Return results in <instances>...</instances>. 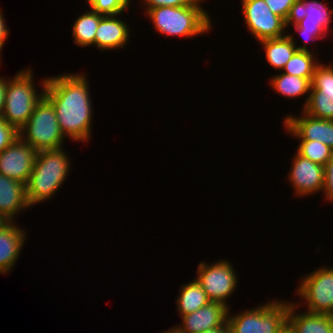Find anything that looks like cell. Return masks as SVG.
I'll use <instances>...</instances> for the list:
<instances>
[{"instance_id": "obj_1", "label": "cell", "mask_w": 333, "mask_h": 333, "mask_svg": "<svg viewBox=\"0 0 333 333\" xmlns=\"http://www.w3.org/2000/svg\"><path fill=\"white\" fill-rule=\"evenodd\" d=\"M83 74H63L45 78L44 95L52 102L64 136L88 141L92 123L89 85Z\"/></svg>"}, {"instance_id": "obj_2", "label": "cell", "mask_w": 333, "mask_h": 333, "mask_svg": "<svg viewBox=\"0 0 333 333\" xmlns=\"http://www.w3.org/2000/svg\"><path fill=\"white\" fill-rule=\"evenodd\" d=\"M69 169L70 160L62 148L38 151L33 170L26 183L30 207L55 195L64 183Z\"/></svg>"}, {"instance_id": "obj_3", "label": "cell", "mask_w": 333, "mask_h": 333, "mask_svg": "<svg viewBox=\"0 0 333 333\" xmlns=\"http://www.w3.org/2000/svg\"><path fill=\"white\" fill-rule=\"evenodd\" d=\"M199 2L201 0L192 6L146 8V13L158 33L192 37L204 34L212 27L209 14L202 9Z\"/></svg>"}, {"instance_id": "obj_4", "label": "cell", "mask_w": 333, "mask_h": 333, "mask_svg": "<svg viewBox=\"0 0 333 333\" xmlns=\"http://www.w3.org/2000/svg\"><path fill=\"white\" fill-rule=\"evenodd\" d=\"M19 137L36 152L62 148L65 136L58 124L54 106L45 95L37 102L29 120L19 130Z\"/></svg>"}, {"instance_id": "obj_5", "label": "cell", "mask_w": 333, "mask_h": 333, "mask_svg": "<svg viewBox=\"0 0 333 333\" xmlns=\"http://www.w3.org/2000/svg\"><path fill=\"white\" fill-rule=\"evenodd\" d=\"M32 75L29 68L18 72L7 82L2 117L18 131L29 120L37 102L44 96V89L41 94L36 91Z\"/></svg>"}, {"instance_id": "obj_6", "label": "cell", "mask_w": 333, "mask_h": 333, "mask_svg": "<svg viewBox=\"0 0 333 333\" xmlns=\"http://www.w3.org/2000/svg\"><path fill=\"white\" fill-rule=\"evenodd\" d=\"M288 310L289 303L273 300L235 316L228 311L230 333H277L287 322Z\"/></svg>"}, {"instance_id": "obj_7", "label": "cell", "mask_w": 333, "mask_h": 333, "mask_svg": "<svg viewBox=\"0 0 333 333\" xmlns=\"http://www.w3.org/2000/svg\"><path fill=\"white\" fill-rule=\"evenodd\" d=\"M317 0H296L291 6L289 15L285 20V25L295 26V29L303 36V46H298V50L309 51L307 41L312 39H322L328 33V24L331 22L333 9ZM326 34V35H325Z\"/></svg>"}, {"instance_id": "obj_8", "label": "cell", "mask_w": 333, "mask_h": 333, "mask_svg": "<svg viewBox=\"0 0 333 333\" xmlns=\"http://www.w3.org/2000/svg\"><path fill=\"white\" fill-rule=\"evenodd\" d=\"M197 273L196 280L202 286L208 299L228 307L229 305L225 303L226 299L234 292L238 279L229 261L222 260L211 265L201 262Z\"/></svg>"}, {"instance_id": "obj_9", "label": "cell", "mask_w": 333, "mask_h": 333, "mask_svg": "<svg viewBox=\"0 0 333 333\" xmlns=\"http://www.w3.org/2000/svg\"><path fill=\"white\" fill-rule=\"evenodd\" d=\"M297 294L306 300L308 313L333 315V268L321 267L306 276Z\"/></svg>"}, {"instance_id": "obj_10", "label": "cell", "mask_w": 333, "mask_h": 333, "mask_svg": "<svg viewBox=\"0 0 333 333\" xmlns=\"http://www.w3.org/2000/svg\"><path fill=\"white\" fill-rule=\"evenodd\" d=\"M242 9L249 32L259 42L279 38L286 33L285 20L274 14L265 0H242Z\"/></svg>"}, {"instance_id": "obj_11", "label": "cell", "mask_w": 333, "mask_h": 333, "mask_svg": "<svg viewBox=\"0 0 333 333\" xmlns=\"http://www.w3.org/2000/svg\"><path fill=\"white\" fill-rule=\"evenodd\" d=\"M37 152L18 137L0 152V174L26 184L34 167Z\"/></svg>"}, {"instance_id": "obj_12", "label": "cell", "mask_w": 333, "mask_h": 333, "mask_svg": "<svg viewBox=\"0 0 333 333\" xmlns=\"http://www.w3.org/2000/svg\"><path fill=\"white\" fill-rule=\"evenodd\" d=\"M289 172V181L295 188L297 196L317 193L324 189V166L296 153L292 168Z\"/></svg>"}, {"instance_id": "obj_13", "label": "cell", "mask_w": 333, "mask_h": 333, "mask_svg": "<svg viewBox=\"0 0 333 333\" xmlns=\"http://www.w3.org/2000/svg\"><path fill=\"white\" fill-rule=\"evenodd\" d=\"M286 130L299 140H316L333 150V121L314 118L303 112L301 118L287 116L284 119Z\"/></svg>"}, {"instance_id": "obj_14", "label": "cell", "mask_w": 333, "mask_h": 333, "mask_svg": "<svg viewBox=\"0 0 333 333\" xmlns=\"http://www.w3.org/2000/svg\"><path fill=\"white\" fill-rule=\"evenodd\" d=\"M228 308L219 302H209L204 307L182 317V324L173 327L178 333H201L222 326L227 321Z\"/></svg>"}, {"instance_id": "obj_15", "label": "cell", "mask_w": 333, "mask_h": 333, "mask_svg": "<svg viewBox=\"0 0 333 333\" xmlns=\"http://www.w3.org/2000/svg\"><path fill=\"white\" fill-rule=\"evenodd\" d=\"M26 207H30L26 184L0 174V221H12Z\"/></svg>"}, {"instance_id": "obj_16", "label": "cell", "mask_w": 333, "mask_h": 333, "mask_svg": "<svg viewBox=\"0 0 333 333\" xmlns=\"http://www.w3.org/2000/svg\"><path fill=\"white\" fill-rule=\"evenodd\" d=\"M13 221H0V273L13 269L17 262L25 239L24 230Z\"/></svg>"}, {"instance_id": "obj_17", "label": "cell", "mask_w": 333, "mask_h": 333, "mask_svg": "<svg viewBox=\"0 0 333 333\" xmlns=\"http://www.w3.org/2000/svg\"><path fill=\"white\" fill-rule=\"evenodd\" d=\"M117 15H105L101 18L94 38L95 47L103 52L107 49L123 48L129 38L128 24L119 20Z\"/></svg>"}, {"instance_id": "obj_18", "label": "cell", "mask_w": 333, "mask_h": 333, "mask_svg": "<svg viewBox=\"0 0 333 333\" xmlns=\"http://www.w3.org/2000/svg\"><path fill=\"white\" fill-rule=\"evenodd\" d=\"M300 305L289 303L287 322L295 330V333H333V315L308 313L296 314Z\"/></svg>"}, {"instance_id": "obj_19", "label": "cell", "mask_w": 333, "mask_h": 333, "mask_svg": "<svg viewBox=\"0 0 333 333\" xmlns=\"http://www.w3.org/2000/svg\"><path fill=\"white\" fill-rule=\"evenodd\" d=\"M265 48L267 62L276 69H283L285 64L298 50L293 36L284 35L279 38L260 41Z\"/></svg>"}, {"instance_id": "obj_20", "label": "cell", "mask_w": 333, "mask_h": 333, "mask_svg": "<svg viewBox=\"0 0 333 333\" xmlns=\"http://www.w3.org/2000/svg\"><path fill=\"white\" fill-rule=\"evenodd\" d=\"M178 295L177 307L181 316L195 312L211 302L196 278L182 286Z\"/></svg>"}, {"instance_id": "obj_21", "label": "cell", "mask_w": 333, "mask_h": 333, "mask_svg": "<svg viewBox=\"0 0 333 333\" xmlns=\"http://www.w3.org/2000/svg\"><path fill=\"white\" fill-rule=\"evenodd\" d=\"M103 16L92 10L80 15L73 25L74 42L82 47L94 45L96 30Z\"/></svg>"}, {"instance_id": "obj_22", "label": "cell", "mask_w": 333, "mask_h": 333, "mask_svg": "<svg viewBox=\"0 0 333 333\" xmlns=\"http://www.w3.org/2000/svg\"><path fill=\"white\" fill-rule=\"evenodd\" d=\"M273 77L270 80L271 86L281 95L296 98L306 93L310 94L312 78H303L285 73Z\"/></svg>"}, {"instance_id": "obj_23", "label": "cell", "mask_w": 333, "mask_h": 333, "mask_svg": "<svg viewBox=\"0 0 333 333\" xmlns=\"http://www.w3.org/2000/svg\"><path fill=\"white\" fill-rule=\"evenodd\" d=\"M303 111L314 118L333 121V93L310 92Z\"/></svg>"}, {"instance_id": "obj_24", "label": "cell", "mask_w": 333, "mask_h": 333, "mask_svg": "<svg viewBox=\"0 0 333 333\" xmlns=\"http://www.w3.org/2000/svg\"><path fill=\"white\" fill-rule=\"evenodd\" d=\"M311 51L297 50L285 64L283 73L303 78H312L316 67L320 64Z\"/></svg>"}, {"instance_id": "obj_25", "label": "cell", "mask_w": 333, "mask_h": 333, "mask_svg": "<svg viewBox=\"0 0 333 333\" xmlns=\"http://www.w3.org/2000/svg\"><path fill=\"white\" fill-rule=\"evenodd\" d=\"M297 154L311 160L312 162L325 165L333 156V150L319 141L300 140Z\"/></svg>"}, {"instance_id": "obj_26", "label": "cell", "mask_w": 333, "mask_h": 333, "mask_svg": "<svg viewBox=\"0 0 333 333\" xmlns=\"http://www.w3.org/2000/svg\"><path fill=\"white\" fill-rule=\"evenodd\" d=\"M310 92H331L333 93V66L322 65L316 67L311 80Z\"/></svg>"}, {"instance_id": "obj_27", "label": "cell", "mask_w": 333, "mask_h": 333, "mask_svg": "<svg viewBox=\"0 0 333 333\" xmlns=\"http://www.w3.org/2000/svg\"><path fill=\"white\" fill-rule=\"evenodd\" d=\"M90 10L101 15H120L127 10L130 0H87Z\"/></svg>"}, {"instance_id": "obj_28", "label": "cell", "mask_w": 333, "mask_h": 333, "mask_svg": "<svg viewBox=\"0 0 333 333\" xmlns=\"http://www.w3.org/2000/svg\"><path fill=\"white\" fill-rule=\"evenodd\" d=\"M19 137V131L0 116V152L5 150Z\"/></svg>"}, {"instance_id": "obj_29", "label": "cell", "mask_w": 333, "mask_h": 333, "mask_svg": "<svg viewBox=\"0 0 333 333\" xmlns=\"http://www.w3.org/2000/svg\"><path fill=\"white\" fill-rule=\"evenodd\" d=\"M296 0H265L269 9L276 15L287 19L291 6Z\"/></svg>"}, {"instance_id": "obj_30", "label": "cell", "mask_w": 333, "mask_h": 333, "mask_svg": "<svg viewBox=\"0 0 333 333\" xmlns=\"http://www.w3.org/2000/svg\"><path fill=\"white\" fill-rule=\"evenodd\" d=\"M324 189L325 197L333 201V156L324 165Z\"/></svg>"}, {"instance_id": "obj_31", "label": "cell", "mask_w": 333, "mask_h": 333, "mask_svg": "<svg viewBox=\"0 0 333 333\" xmlns=\"http://www.w3.org/2000/svg\"><path fill=\"white\" fill-rule=\"evenodd\" d=\"M147 5V8L171 6H192L195 5L199 0H143Z\"/></svg>"}, {"instance_id": "obj_32", "label": "cell", "mask_w": 333, "mask_h": 333, "mask_svg": "<svg viewBox=\"0 0 333 333\" xmlns=\"http://www.w3.org/2000/svg\"><path fill=\"white\" fill-rule=\"evenodd\" d=\"M9 30L7 29L5 25V21L3 19V14L0 10V50H2V47L5 44L6 39H8Z\"/></svg>"}, {"instance_id": "obj_33", "label": "cell", "mask_w": 333, "mask_h": 333, "mask_svg": "<svg viewBox=\"0 0 333 333\" xmlns=\"http://www.w3.org/2000/svg\"><path fill=\"white\" fill-rule=\"evenodd\" d=\"M8 80L0 77V116L3 114L4 100H5V90Z\"/></svg>"}, {"instance_id": "obj_34", "label": "cell", "mask_w": 333, "mask_h": 333, "mask_svg": "<svg viewBox=\"0 0 333 333\" xmlns=\"http://www.w3.org/2000/svg\"><path fill=\"white\" fill-rule=\"evenodd\" d=\"M201 333H230V327L228 322L226 321L222 326L217 328H212Z\"/></svg>"}, {"instance_id": "obj_35", "label": "cell", "mask_w": 333, "mask_h": 333, "mask_svg": "<svg viewBox=\"0 0 333 333\" xmlns=\"http://www.w3.org/2000/svg\"><path fill=\"white\" fill-rule=\"evenodd\" d=\"M277 333H295V330L288 322H286Z\"/></svg>"}, {"instance_id": "obj_36", "label": "cell", "mask_w": 333, "mask_h": 333, "mask_svg": "<svg viewBox=\"0 0 333 333\" xmlns=\"http://www.w3.org/2000/svg\"><path fill=\"white\" fill-rule=\"evenodd\" d=\"M163 333H178L174 328L168 330V331H165Z\"/></svg>"}]
</instances>
